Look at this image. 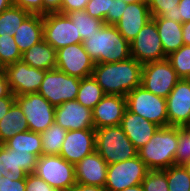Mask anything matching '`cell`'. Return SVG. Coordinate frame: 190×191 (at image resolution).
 I'll use <instances>...</instances> for the list:
<instances>
[{
    "label": "cell",
    "instance_id": "d6a6232c",
    "mask_svg": "<svg viewBox=\"0 0 190 191\" xmlns=\"http://www.w3.org/2000/svg\"><path fill=\"white\" fill-rule=\"evenodd\" d=\"M165 174L169 191H190V176L183 165H172Z\"/></svg>",
    "mask_w": 190,
    "mask_h": 191
},
{
    "label": "cell",
    "instance_id": "f5cc1de1",
    "mask_svg": "<svg viewBox=\"0 0 190 191\" xmlns=\"http://www.w3.org/2000/svg\"><path fill=\"white\" fill-rule=\"evenodd\" d=\"M124 3L132 4V3H147V0H121Z\"/></svg>",
    "mask_w": 190,
    "mask_h": 191
},
{
    "label": "cell",
    "instance_id": "f907efd6",
    "mask_svg": "<svg viewBox=\"0 0 190 191\" xmlns=\"http://www.w3.org/2000/svg\"><path fill=\"white\" fill-rule=\"evenodd\" d=\"M13 5L12 0H0V13Z\"/></svg>",
    "mask_w": 190,
    "mask_h": 191
},
{
    "label": "cell",
    "instance_id": "6da1fadb",
    "mask_svg": "<svg viewBox=\"0 0 190 191\" xmlns=\"http://www.w3.org/2000/svg\"><path fill=\"white\" fill-rule=\"evenodd\" d=\"M142 66L133 57L115 63L95 64L92 76L105 94L126 97L134 88L141 86Z\"/></svg>",
    "mask_w": 190,
    "mask_h": 191
},
{
    "label": "cell",
    "instance_id": "7402d4cb",
    "mask_svg": "<svg viewBox=\"0 0 190 191\" xmlns=\"http://www.w3.org/2000/svg\"><path fill=\"white\" fill-rule=\"evenodd\" d=\"M120 127L137 150L147 144L159 128L158 125L130 112L127 108L123 114Z\"/></svg>",
    "mask_w": 190,
    "mask_h": 191
},
{
    "label": "cell",
    "instance_id": "74e56055",
    "mask_svg": "<svg viewBox=\"0 0 190 191\" xmlns=\"http://www.w3.org/2000/svg\"><path fill=\"white\" fill-rule=\"evenodd\" d=\"M112 0H89L85 7V12L96 19H100L105 24V17L110 12Z\"/></svg>",
    "mask_w": 190,
    "mask_h": 191
},
{
    "label": "cell",
    "instance_id": "f1b7e54d",
    "mask_svg": "<svg viewBox=\"0 0 190 191\" xmlns=\"http://www.w3.org/2000/svg\"><path fill=\"white\" fill-rule=\"evenodd\" d=\"M67 132L66 129L54 122L44 132L40 133L42 155H59Z\"/></svg>",
    "mask_w": 190,
    "mask_h": 191
},
{
    "label": "cell",
    "instance_id": "277c9868",
    "mask_svg": "<svg viewBox=\"0 0 190 191\" xmlns=\"http://www.w3.org/2000/svg\"><path fill=\"white\" fill-rule=\"evenodd\" d=\"M95 151L108 165L137 156V149L128 139L120 125L95 129Z\"/></svg>",
    "mask_w": 190,
    "mask_h": 191
},
{
    "label": "cell",
    "instance_id": "db71d44e",
    "mask_svg": "<svg viewBox=\"0 0 190 191\" xmlns=\"http://www.w3.org/2000/svg\"><path fill=\"white\" fill-rule=\"evenodd\" d=\"M183 167L185 168V170L187 171L188 175L190 176V161L185 162L183 164Z\"/></svg>",
    "mask_w": 190,
    "mask_h": 191
},
{
    "label": "cell",
    "instance_id": "e0dca14e",
    "mask_svg": "<svg viewBox=\"0 0 190 191\" xmlns=\"http://www.w3.org/2000/svg\"><path fill=\"white\" fill-rule=\"evenodd\" d=\"M38 157L27 152H18L0 144V167L10 180H23L36 170Z\"/></svg>",
    "mask_w": 190,
    "mask_h": 191
},
{
    "label": "cell",
    "instance_id": "52a82bcc",
    "mask_svg": "<svg viewBox=\"0 0 190 191\" xmlns=\"http://www.w3.org/2000/svg\"><path fill=\"white\" fill-rule=\"evenodd\" d=\"M81 79L57 69L45 71L38 93L53 106L76 100Z\"/></svg>",
    "mask_w": 190,
    "mask_h": 191
},
{
    "label": "cell",
    "instance_id": "cb8c5ba5",
    "mask_svg": "<svg viewBox=\"0 0 190 191\" xmlns=\"http://www.w3.org/2000/svg\"><path fill=\"white\" fill-rule=\"evenodd\" d=\"M155 22L164 54L169 56L172 52L181 48L183 43L182 23L165 19L164 17H152Z\"/></svg>",
    "mask_w": 190,
    "mask_h": 191
},
{
    "label": "cell",
    "instance_id": "f35d334b",
    "mask_svg": "<svg viewBox=\"0 0 190 191\" xmlns=\"http://www.w3.org/2000/svg\"><path fill=\"white\" fill-rule=\"evenodd\" d=\"M25 188V191H58L35 173L27 174L25 178Z\"/></svg>",
    "mask_w": 190,
    "mask_h": 191
},
{
    "label": "cell",
    "instance_id": "44dd1931",
    "mask_svg": "<svg viewBox=\"0 0 190 191\" xmlns=\"http://www.w3.org/2000/svg\"><path fill=\"white\" fill-rule=\"evenodd\" d=\"M152 19L147 3L127 4L121 19L114 25L130 43Z\"/></svg>",
    "mask_w": 190,
    "mask_h": 191
},
{
    "label": "cell",
    "instance_id": "11a10c76",
    "mask_svg": "<svg viewBox=\"0 0 190 191\" xmlns=\"http://www.w3.org/2000/svg\"><path fill=\"white\" fill-rule=\"evenodd\" d=\"M4 71V67L0 64V74Z\"/></svg>",
    "mask_w": 190,
    "mask_h": 191
},
{
    "label": "cell",
    "instance_id": "484cf974",
    "mask_svg": "<svg viewBox=\"0 0 190 191\" xmlns=\"http://www.w3.org/2000/svg\"><path fill=\"white\" fill-rule=\"evenodd\" d=\"M29 130L26 116L21 107L15 102L0 120V144H3L8 139L16 134Z\"/></svg>",
    "mask_w": 190,
    "mask_h": 191
},
{
    "label": "cell",
    "instance_id": "1f68e13d",
    "mask_svg": "<svg viewBox=\"0 0 190 191\" xmlns=\"http://www.w3.org/2000/svg\"><path fill=\"white\" fill-rule=\"evenodd\" d=\"M180 0H147V5L152 17H164L178 23H182L178 18V4Z\"/></svg>",
    "mask_w": 190,
    "mask_h": 191
},
{
    "label": "cell",
    "instance_id": "9f6ffc18",
    "mask_svg": "<svg viewBox=\"0 0 190 191\" xmlns=\"http://www.w3.org/2000/svg\"><path fill=\"white\" fill-rule=\"evenodd\" d=\"M186 81L189 83V85H190V75L189 76H187L186 78Z\"/></svg>",
    "mask_w": 190,
    "mask_h": 191
},
{
    "label": "cell",
    "instance_id": "ab89813d",
    "mask_svg": "<svg viewBox=\"0 0 190 191\" xmlns=\"http://www.w3.org/2000/svg\"><path fill=\"white\" fill-rule=\"evenodd\" d=\"M126 6L127 3H124L121 0H112L110 12L105 17V24L115 25L121 19Z\"/></svg>",
    "mask_w": 190,
    "mask_h": 191
},
{
    "label": "cell",
    "instance_id": "d6986e66",
    "mask_svg": "<svg viewBox=\"0 0 190 191\" xmlns=\"http://www.w3.org/2000/svg\"><path fill=\"white\" fill-rule=\"evenodd\" d=\"M126 110V97L106 94L92 110L94 129L120 125Z\"/></svg>",
    "mask_w": 190,
    "mask_h": 191
},
{
    "label": "cell",
    "instance_id": "b9f144b4",
    "mask_svg": "<svg viewBox=\"0 0 190 191\" xmlns=\"http://www.w3.org/2000/svg\"><path fill=\"white\" fill-rule=\"evenodd\" d=\"M25 179L10 180L5 175L0 177V191H25Z\"/></svg>",
    "mask_w": 190,
    "mask_h": 191
},
{
    "label": "cell",
    "instance_id": "ba28073f",
    "mask_svg": "<svg viewBox=\"0 0 190 191\" xmlns=\"http://www.w3.org/2000/svg\"><path fill=\"white\" fill-rule=\"evenodd\" d=\"M179 80L167 58L142 66L141 86L157 96L167 98Z\"/></svg>",
    "mask_w": 190,
    "mask_h": 191
},
{
    "label": "cell",
    "instance_id": "4fadbf2b",
    "mask_svg": "<svg viewBox=\"0 0 190 191\" xmlns=\"http://www.w3.org/2000/svg\"><path fill=\"white\" fill-rule=\"evenodd\" d=\"M95 62L83 43L64 46L56 51V69L80 79L92 76Z\"/></svg>",
    "mask_w": 190,
    "mask_h": 191
},
{
    "label": "cell",
    "instance_id": "7c38bea8",
    "mask_svg": "<svg viewBox=\"0 0 190 191\" xmlns=\"http://www.w3.org/2000/svg\"><path fill=\"white\" fill-rule=\"evenodd\" d=\"M4 73L15 96L38 92L45 77V70L31 67L22 60L5 66Z\"/></svg>",
    "mask_w": 190,
    "mask_h": 191
},
{
    "label": "cell",
    "instance_id": "2e32d148",
    "mask_svg": "<svg viewBox=\"0 0 190 191\" xmlns=\"http://www.w3.org/2000/svg\"><path fill=\"white\" fill-rule=\"evenodd\" d=\"M95 142V129L68 131L59 155L75 165L95 151Z\"/></svg>",
    "mask_w": 190,
    "mask_h": 191
},
{
    "label": "cell",
    "instance_id": "6f0895ef",
    "mask_svg": "<svg viewBox=\"0 0 190 191\" xmlns=\"http://www.w3.org/2000/svg\"><path fill=\"white\" fill-rule=\"evenodd\" d=\"M3 176H4L3 170H2L1 167H0V177H3Z\"/></svg>",
    "mask_w": 190,
    "mask_h": 191
},
{
    "label": "cell",
    "instance_id": "30bf717a",
    "mask_svg": "<svg viewBox=\"0 0 190 191\" xmlns=\"http://www.w3.org/2000/svg\"><path fill=\"white\" fill-rule=\"evenodd\" d=\"M15 101L26 116L30 131L42 133L55 122V106L38 92L16 96Z\"/></svg>",
    "mask_w": 190,
    "mask_h": 191
},
{
    "label": "cell",
    "instance_id": "8992f818",
    "mask_svg": "<svg viewBox=\"0 0 190 191\" xmlns=\"http://www.w3.org/2000/svg\"><path fill=\"white\" fill-rule=\"evenodd\" d=\"M34 173L58 191H68L77 183L75 165L60 155H41Z\"/></svg>",
    "mask_w": 190,
    "mask_h": 191
},
{
    "label": "cell",
    "instance_id": "7bdbcfd3",
    "mask_svg": "<svg viewBox=\"0 0 190 191\" xmlns=\"http://www.w3.org/2000/svg\"><path fill=\"white\" fill-rule=\"evenodd\" d=\"M89 0H63L60 13L66 14L73 11H83Z\"/></svg>",
    "mask_w": 190,
    "mask_h": 191
},
{
    "label": "cell",
    "instance_id": "ee69618b",
    "mask_svg": "<svg viewBox=\"0 0 190 191\" xmlns=\"http://www.w3.org/2000/svg\"><path fill=\"white\" fill-rule=\"evenodd\" d=\"M63 0H43V15L60 13Z\"/></svg>",
    "mask_w": 190,
    "mask_h": 191
},
{
    "label": "cell",
    "instance_id": "c3c4849f",
    "mask_svg": "<svg viewBox=\"0 0 190 191\" xmlns=\"http://www.w3.org/2000/svg\"><path fill=\"white\" fill-rule=\"evenodd\" d=\"M68 191H107L104 187L76 183Z\"/></svg>",
    "mask_w": 190,
    "mask_h": 191
},
{
    "label": "cell",
    "instance_id": "5b68a950",
    "mask_svg": "<svg viewBox=\"0 0 190 191\" xmlns=\"http://www.w3.org/2000/svg\"><path fill=\"white\" fill-rule=\"evenodd\" d=\"M126 108L159 127L168 126L166 98L157 96L142 86L126 95Z\"/></svg>",
    "mask_w": 190,
    "mask_h": 191
},
{
    "label": "cell",
    "instance_id": "816d5d0a",
    "mask_svg": "<svg viewBox=\"0 0 190 191\" xmlns=\"http://www.w3.org/2000/svg\"><path fill=\"white\" fill-rule=\"evenodd\" d=\"M121 191H144V190H143L142 185L140 184V185H135V186H132V187H128V188L123 189Z\"/></svg>",
    "mask_w": 190,
    "mask_h": 191
},
{
    "label": "cell",
    "instance_id": "9a60e30c",
    "mask_svg": "<svg viewBox=\"0 0 190 191\" xmlns=\"http://www.w3.org/2000/svg\"><path fill=\"white\" fill-rule=\"evenodd\" d=\"M168 126H190V85L180 79L166 98Z\"/></svg>",
    "mask_w": 190,
    "mask_h": 191
},
{
    "label": "cell",
    "instance_id": "5bb4252c",
    "mask_svg": "<svg viewBox=\"0 0 190 191\" xmlns=\"http://www.w3.org/2000/svg\"><path fill=\"white\" fill-rule=\"evenodd\" d=\"M130 55L144 64L167 58L155 22L151 19L130 42Z\"/></svg>",
    "mask_w": 190,
    "mask_h": 191
},
{
    "label": "cell",
    "instance_id": "4316f807",
    "mask_svg": "<svg viewBox=\"0 0 190 191\" xmlns=\"http://www.w3.org/2000/svg\"><path fill=\"white\" fill-rule=\"evenodd\" d=\"M2 145L11 150L36 155L38 158L42 155L41 135L30 130L16 134Z\"/></svg>",
    "mask_w": 190,
    "mask_h": 191
},
{
    "label": "cell",
    "instance_id": "d590c367",
    "mask_svg": "<svg viewBox=\"0 0 190 191\" xmlns=\"http://www.w3.org/2000/svg\"><path fill=\"white\" fill-rule=\"evenodd\" d=\"M190 161V126L178 127V144L174 165H183Z\"/></svg>",
    "mask_w": 190,
    "mask_h": 191
},
{
    "label": "cell",
    "instance_id": "d4e9b609",
    "mask_svg": "<svg viewBox=\"0 0 190 191\" xmlns=\"http://www.w3.org/2000/svg\"><path fill=\"white\" fill-rule=\"evenodd\" d=\"M21 60L34 68L53 70L56 69V50L43 39L26 50Z\"/></svg>",
    "mask_w": 190,
    "mask_h": 191
},
{
    "label": "cell",
    "instance_id": "e575fe53",
    "mask_svg": "<svg viewBox=\"0 0 190 191\" xmlns=\"http://www.w3.org/2000/svg\"><path fill=\"white\" fill-rule=\"evenodd\" d=\"M22 54L14 40V36L0 35V64L5 67L21 60Z\"/></svg>",
    "mask_w": 190,
    "mask_h": 191
},
{
    "label": "cell",
    "instance_id": "f6af8a7d",
    "mask_svg": "<svg viewBox=\"0 0 190 191\" xmlns=\"http://www.w3.org/2000/svg\"><path fill=\"white\" fill-rule=\"evenodd\" d=\"M178 9V18H181L182 24L190 21V0H180Z\"/></svg>",
    "mask_w": 190,
    "mask_h": 191
},
{
    "label": "cell",
    "instance_id": "ffe728a7",
    "mask_svg": "<svg viewBox=\"0 0 190 191\" xmlns=\"http://www.w3.org/2000/svg\"><path fill=\"white\" fill-rule=\"evenodd\" d=\"M108 164L94 151L75 164L76 182L83 185L104 187L107 180Z\"/></svg>",
    "mask_w": 190,
    "mask_h": 191
},
{
    "label": "cell",
    "instance_id": "8d00e7d4",
    "mask_svg": "<svg viewBox=\"0 0 190 191\" xmlns=\"http://www.w3.org/2000/svg\"><path fill=\"white\" fill-rule=\"evenodd\" d=\"M141 185L144 191H169L165 170H149Z\"/></svg>",
    "mask_w": 190,
    "mask_h": 191
},
{
    "label": "cell",
    "instance_id": "681fc988",
    "mask_svg": "<svg viewBox=\"0 0 190 191\" xmlns=\"http://www.w3.org/2000/svg\"><path fill=\"white\" fill-rule=\"evenodd\" d=\"M182 36L184 45H190V21L182 24Z\"/></svg>",
    "mask_w": 190,
    "mask_h": 191
},
{
    "label": "cell",
    "instance_id": "7dc6e473",
    "mask_svg": "<svg viewBox=\"0 0 190 191\" xmlns=\"http://www.w3.org/2000/svg\"><path fill=\"white\" fill-rule=\"evenodd\" d=\"M15 97L0 98V120L9 111L10 107L15 103Z\"/></svg>",
    "mask_w": 190,
    "mask_h": 191
},
{
    "label": "cell",
    "instance_id": "83f0119b",
    "mask_svg": "<svg viewBox=\"0 0 190 191\" xmlns=\"http://www.w3.org/2000/svg\"><path fill=\"white\" fill-rule=\"evenodd\" d=\"M105 95L94 77L90 76L81 79L76 100L90 110H93Z\"/></svg>",
    "mask_w": 190,
    "mask_h": 191
},
{
    "label": "cell",
    "instance_id": "60d3db41",
    "mask_svg": "<svg viewBox=\"0 0 190 191\" xmlns=\"http://www.w3.org/2000/svg\"><path fill=\"white\" fill-rule=\"evenodd\" d=\"M13 5L30 14L43 15V0H12Z\"/></svg>",
    "mask_w": 190,
    "mask_h": 191
},
{
    "label": "cell",
    "instance_id": "bcb514c9",
    "mask_svg": "<svg viewBox=\"0 0 190 191\" xmlns=\"http://www.w3.org/2000/svg\"><path fill=\"white\" fill-rule=\"evenodd\" d=\"M16 97L10 90L4 71L0 74V98Z\"/></svg>",
    "mask_w": 190,
    "mask_h": 191
},
{
    "label": "cell",
    "instance_id": "7a4b0ae2",
    "mask_svg": "<svg viewBox=\"0 0 190 191\" xmlns=\"http://www.w3.org/2000/svg\"><path fill=\"white\" fill-rule=\"evenodd\" d=\"M83 46L95 64L115 63L131 57L130 43L114 25L104 24L83 41Z\"/></svg>",
    "mask_w": 190,
    "mask_h": 191
},
{
    "label": "cell",
    "instance_id": "8fae6325",
    "mask_svg": "<svg viewBox=\"0 0 190 191\" xmlns=\"http://www.w3.org/2000/svg\"><path fill=\"white\" fill-rule=\"evenodd\" d=\"M43 39L56 51L64 46L83 43L81 37H77L76 25L61 13L43 15Z\"/></svg>",
    "mask_w": 190,
    "mask_h": 191
},
{
    "label": "cell",
    "instance_id": "ac0fdd59",
    "mask_svg": "<svg viewBox=\"0 0 190 191\" xmlns=\"http://www.w3.org/2000/svg\"><path fill=\"white\" fill-rule=\"evenodd\" d=\"M55 123L67 131L94 129L92 110L77 100L55 106Z\"/></svg>",
    "mask_w": 190,
    "mask_h": 191
},
{
    "label": "cell",
    "instance_id": "4dcf8cb0",
    "mask_svg": "<svg viewBox=\"0 0 190 191\" xmlns=\"http://www.w3.org/2000/svg\"><path fill=\"white\" fill-rule=\"evenodd\" d=\"M66 15L76 25L77 37H81L83 41L104 25L103 21L89 16L84 10L68 12Z\"/></svg>",
    "mask_w": 190,
    "mask_h": 191
},
{
    "label": "cell",
    "instance_id": "3957f363",
    "mask_svg": "<svg viewBox=\"0 0 190 191\" xmlns=\"http://www.w3.org/2000/svg\"><path fill=\"white\" fill-rule=\"evenodd\" d=\"M178 144V127H159L137 155L149 170H165L174 165Z\"/></svg>",
    "mask_w": 190,
    "mask_h": 191
},
{
    "label": "cell",
    "instance_id": "9c48e42d",
    "mask_svg": "<svg viewBox=\"0 0 190 191\" xmlns=\"http://www.w3.org/2000/svg\"><path fill=\"white\" fill-rule=\"evenodd\" d=\"M149 169L144 162L134 158L108 165L107 180L104 188L107 191H121L128 187L140 185Z\"/></svg>",
    "mask_w": 190,
    "mask_h": 191
},
{
    "label": "cell",
    "instance_id": "836d02e7",
    "mask_svg": "<svg viewBox=\"0 0 190 191\" xmlns=\"http://www.w3.org/2000/svg\"><path fill=\"white\" fill-rule=\"evenodd\" d=\"M167 59L180 79L190 75V45H183L167 56Z\"/></svg>",
    "mask_w": 190,
    "mask_h": 191
},
{
    "label": "cell",
    "instance_id": "f546056e",
    "mask_svg": "<svg viewBox=\"0 0 190 191\" xmlns=\"http://www.w3.org/2000/svg\"><path fill=\"white\" fill-rule=\"evenodd\" d=\"M29 15V12L14 5L2 11L0 13V35L14 36L16 30Z\"/></svg>",
    "mask_w": 190,
    "mask_h": 191
},
{
    "label": "cell",
    "instance_id": "603a6c76",
    "mask_svg": "<svg viewBox=\"0 0 190 191\" xmlns=\"http://www.w3.org/2000/svg\"><path fill=\"white\" fill-rule=\"evenodd\" d=\"M14 40L23 54L43 40V15L30 14L14 34Z\"/></svg>",
    "mask_w": 190,
    "mask_h": 191
}]
</instances>
